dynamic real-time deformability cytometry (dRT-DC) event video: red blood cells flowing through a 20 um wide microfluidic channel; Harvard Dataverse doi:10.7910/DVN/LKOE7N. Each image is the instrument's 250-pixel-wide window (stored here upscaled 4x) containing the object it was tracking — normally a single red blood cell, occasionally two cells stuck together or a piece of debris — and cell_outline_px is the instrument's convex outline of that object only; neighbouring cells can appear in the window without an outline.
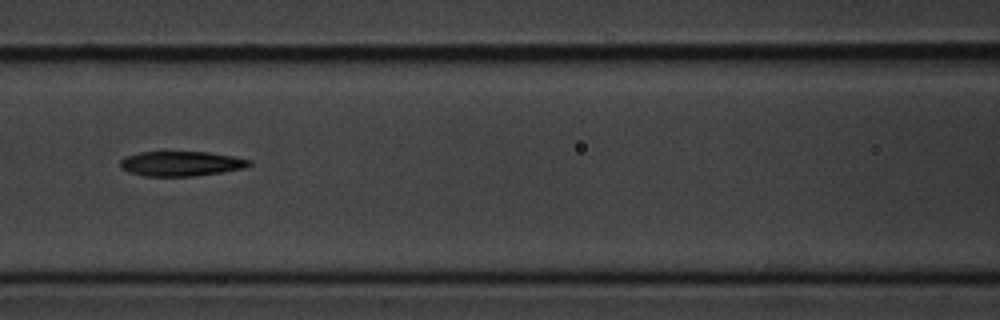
{"species": "common noctule bat (a hibernating species)", "species_latin": "Nyctalus noctula", "temperature_condition": "cold", "stored_images_in_passage": 10, "camera_frame_rate_fps": 3000, "um_per_image_px": 0.085, "animal": {"sex": "male", "body_mass_g": 20.1, "forearm_length_mm": 53.5}, "frame": {"image": 1, "passage_image": 7, "time_ms": 8.0, "image_size_px": [1000, 320], "cell_outline_px": [[252, 164], [244, 168], [196, 176], [144, 176], [128, 172], [120, 168], [120, 160], [124, 156], [140, 152], [208, 152], [232, 156], [252, 160]], "centroid_in_image_um": [15.36, 13.91], "position_along_channel_um": 151.2, "area_um2": 18.73}}
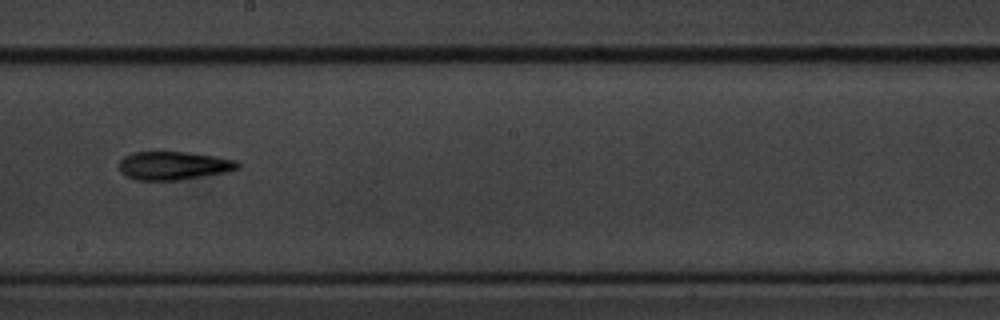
{"frame": {"image": 2, "passage_image": 9, "time_ms": 10.333, "image_size_px": [1000, 320], "cell_outline_px": [[240, 168], [224, 172], [180, 180], [136, 180], [124, 176], [120, 172], [116, 164], [124, 156], [132, 152], [188, 152], [236, 160], [240, 164]], "centroid_in_image_um": [14.67, 14.08], "position_along_channel_um": 233.5, "area_um2": 19.71}}
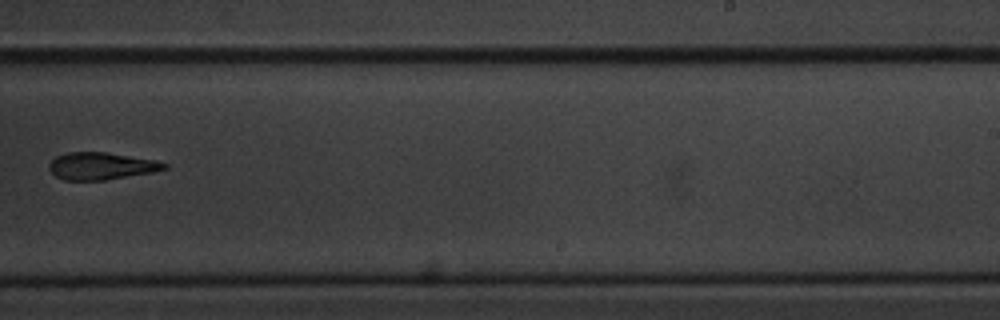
{"frame": {"image": 3, "passage_image": 10, "time_ms": 11.667, "image_size_px": [1000, 320], "cell_outline_px": [[168, 168], [152, 172], [104, 180], [64, 180], [56, 176], [48, 168], [48, 164], [56, 156], [68, 152], [104, 152], [156, 160], [168, 164]], "centroid_in_image_um": [8.59, 14.11], "position_along_channel_um": 280.4, "area_um2": 18.15}}